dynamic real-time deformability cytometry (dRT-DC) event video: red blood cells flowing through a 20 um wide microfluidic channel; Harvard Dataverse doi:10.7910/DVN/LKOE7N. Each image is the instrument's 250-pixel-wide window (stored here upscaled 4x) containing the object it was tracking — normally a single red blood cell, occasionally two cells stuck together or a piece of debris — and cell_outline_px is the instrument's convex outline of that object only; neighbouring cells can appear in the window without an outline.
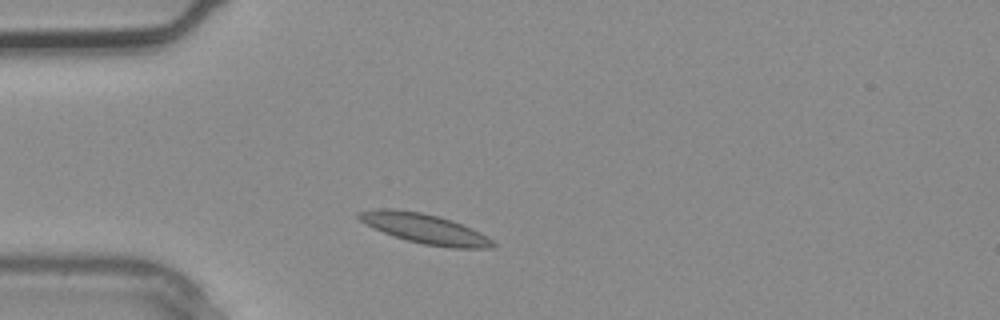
{"species": "common noctule bat (a hibernating species)", "species_latin": "Nyctalus noctula", "temperature_condition": "warm", "stored_images_in_passage": 1, "camera_frame_rate_fps": 3000, "um_per_image_px": 0.085, "animal": {"sex": "male", "body_mass_g": 20.4}, "frame": {"image": 1, "passage_image": 1, "time_ms": 0.0, "image_size_px": [1000, 320], "cell_outline_px": [[496, 244], [488, 248], [452, 248], [424, 244], [408, 240], [384, 232], [360, 220], [356, 216], [356, 212], [380, 208], [392, 208], [420, 212], [452, 220], [472, 228], [488, 236]], "centroid_in_image_um": [36.12, 19.42], "position_along_channel_um": 48.9, "area_um2": 22.95}}